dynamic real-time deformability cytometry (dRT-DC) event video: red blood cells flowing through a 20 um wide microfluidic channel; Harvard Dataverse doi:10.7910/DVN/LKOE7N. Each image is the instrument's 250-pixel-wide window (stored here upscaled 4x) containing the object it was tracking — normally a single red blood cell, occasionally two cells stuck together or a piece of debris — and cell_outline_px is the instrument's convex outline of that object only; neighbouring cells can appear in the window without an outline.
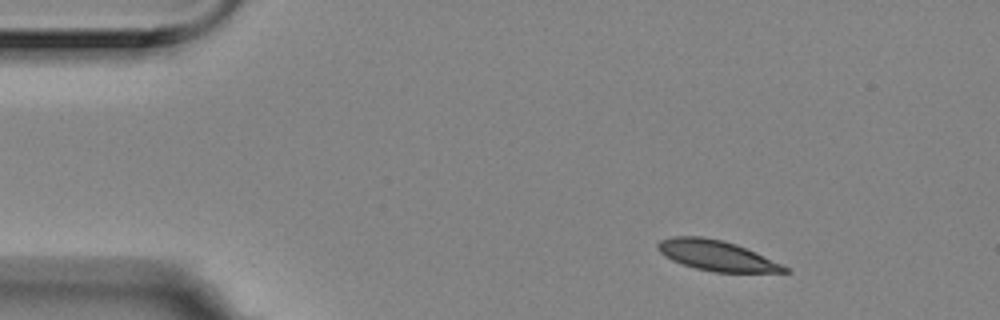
{"species": "Egyptian fruit bat (a non-hibernating species)", "species_latin": "Rousettus aegyptiacus", "temperature_condition": "room temperature", "stored_images_in_passage": 4, "camera_frame_rate_fps": 3000, "um_per_image_px": 0.085, "animal": {"sex": "female"}, "frame": {"image": 1, "passage_image": 1, "time_ms": 0.0, "image_size_px": [1000, 320], "cell_outline_px": [[792, 272], [716, 272], [696, 268], [672, 260], [664, 256], [656, 248], [656, 244], [660, 240], [672, 236], [700, 236], [724, 240], [736, 244], [756, 252], [788, 268]], "centroid_in_image_um": [60.87, 21.7], "position_along_channel_um": 24.1, "area_um2": 22.25}}
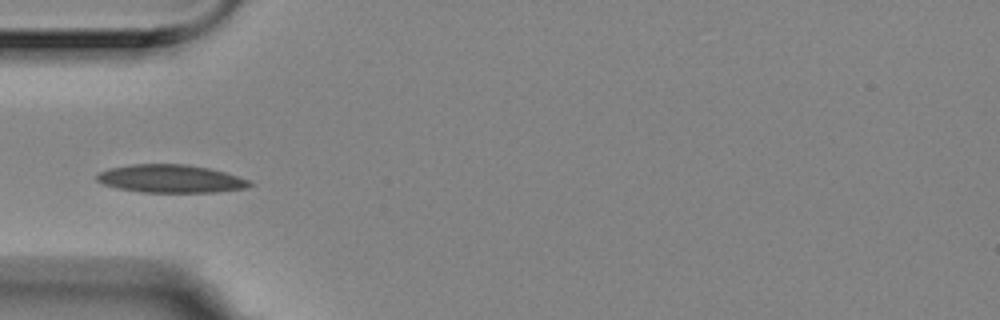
{"frame": {"image": 2, "passage_image": 4, "time_ms": 1.0, "image_size_px": [1000, 320], "cell_outline_px": [[256, 184], [248, 188], [216, 192], [140, 192], [116, 188], [104, 184], [96, 180], [96, 176], [100, 172], [108, 168], [132, 164], [184, 164], [208, 168], [224, 172], [248, 180]], "centroid_in_image_um": [14.51, 15.2], "position_along_channel_um": 70.5, "area_um2": 24.97}}